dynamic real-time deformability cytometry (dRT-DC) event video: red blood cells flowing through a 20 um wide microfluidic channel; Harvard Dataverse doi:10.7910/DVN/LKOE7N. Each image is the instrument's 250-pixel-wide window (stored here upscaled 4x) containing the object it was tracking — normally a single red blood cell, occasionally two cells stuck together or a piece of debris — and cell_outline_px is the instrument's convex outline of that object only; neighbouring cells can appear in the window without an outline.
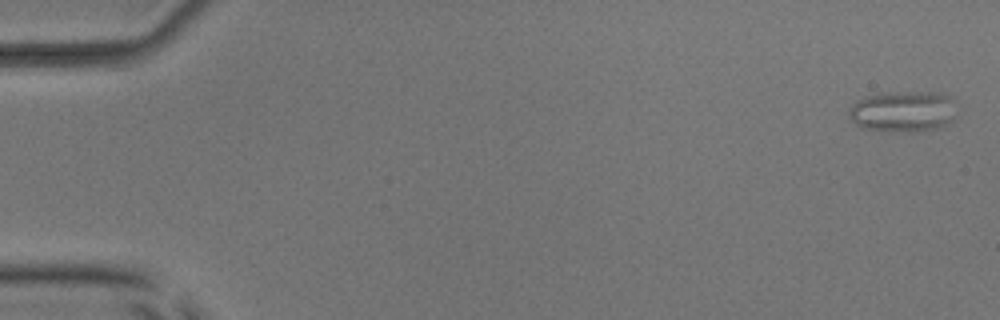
{"species": "common noctule bat (a hibernating species)", "species_latin": "Nyctalus noctula", "temperature_condition": "room temperature", "stored_images_in_passage": 55, "camera_frame_rate_fps": 3000, "um_per_image_px": 0.085, "animal": {"sex": "male", "body_mass_g": 17.9, "forearm_length_mm": 54.2}, "frame": {"image": 1, "passage_image": 2, "time_ms": 0.333, "image_size_px": [1000, 320], "cell_outline_px": [[956, 100], [948, 124], [940, 128], [916, 132], [892, 132], [860, 128], [848, 116], [848, 112], [852, 104], [856, 100], [864, 96], [876, 92], [936, 92], [952, 96]], "centroid_in_image_um": [76.71, 9.46], "position_along_channel_um": 8.3, "area_um2": 26.36}}
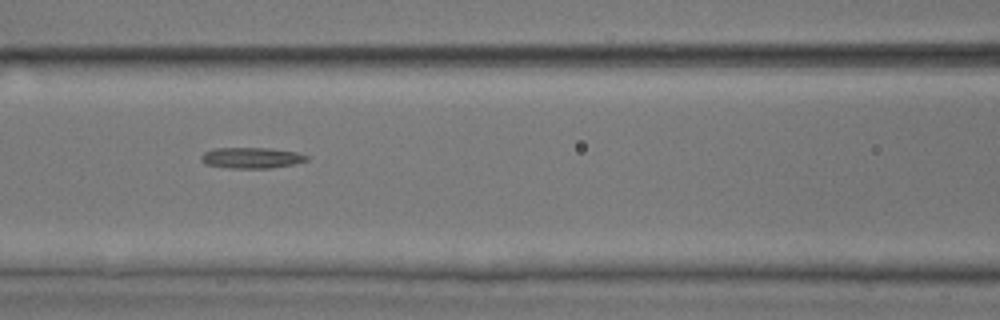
{"frame": {"image": 2, "passage_image": 25, "time_ms": 8.0, "image_size_px": [1000, 320], "cell_outline_px": [[308, 160], [292, 164], [272, 168], [228, 168], [204, 164], [200, 160], [200, 156], [204, 152], [216, 148], [272, 148], [296, 152], [308, 156]], "centroid_in_image_um": [21.34, 13.42], "position_along_channel_um": 145.3, "area_um2": 12.89}}
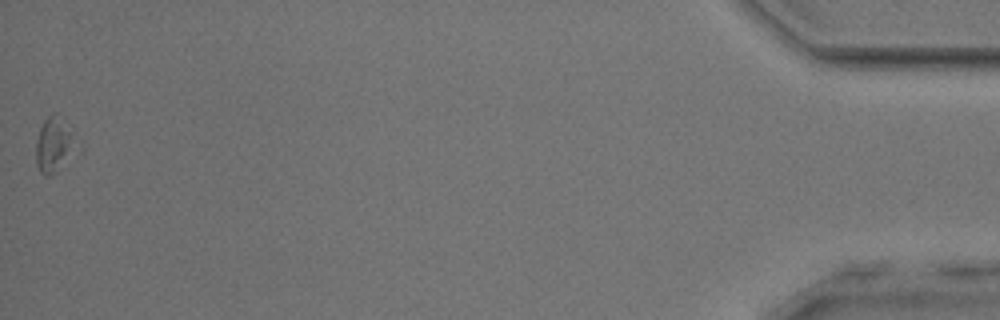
{"frame": {"image": 3, "passage_image": 55, "time_ms": 18.0, "image_size_px": [1000, 320], "cell_outline_px": [[84, 148], [80, 152], [52, 176], [44, 176], [40, 172], [36, 164], [36, 140], [40, 128], [44, 120], [52, 112], [56, 112], [64, 116], [80, 140]], "centroid_in_image_um": [4.76, 12.29], "position_along_channel_um": 430.4, "area_um2": 14.62}, "authors_computed_cell_mechanics": {"area_um2": 13.1784, "velocity_mm_per_s": 3.8063, "shape_relaxation_time_tau1_ms": 4.8986, "shape_relaxation_time_tau2_ms": null, "deformation_change_tau1": 0.0575, "deformation_change_tau2": null}}